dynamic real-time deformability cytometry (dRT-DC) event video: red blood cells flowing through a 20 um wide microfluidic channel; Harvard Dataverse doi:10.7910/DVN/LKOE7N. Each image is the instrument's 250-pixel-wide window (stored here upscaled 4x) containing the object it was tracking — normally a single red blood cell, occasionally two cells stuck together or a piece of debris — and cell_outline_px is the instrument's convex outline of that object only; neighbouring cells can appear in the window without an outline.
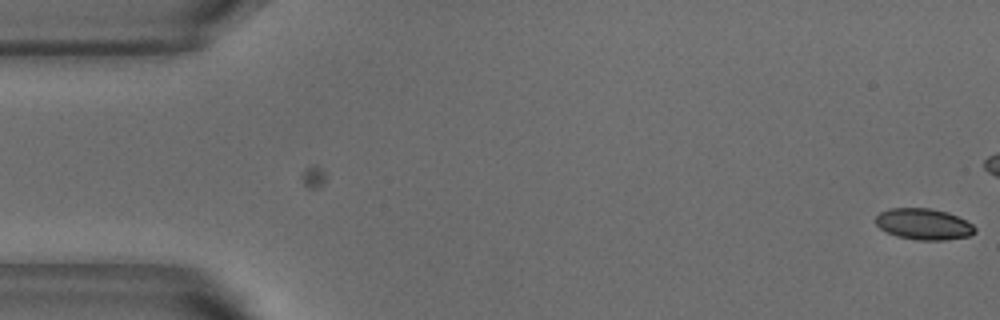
{"species": "common noctule bat (a hibernating species)", "species_latin": "Nyctalus noctula", "temperature_condition": "warm", "stored_images_in_passage": 5, "camera_frame_rate_fps": 3000, "um_per_image_px": 0.085, "animal": {"sex": "male", "body_mass_g": 18.8}, "frame": {"image": 1, "passage_image": 5, "time_ms": 1.333, "image_size_px": [1000, 320], "cell_outline_px": [[976, 232], [968, 236], [944, 240], [916, 240], [896, 236], [880, 228], [876, 224], [876, 216], [880, 212], [888, 208], [928, 208], [948, 212], [972, 224], [976, 228]], "centroid_in_image_um": [78.5, 19.05], "position_along_channel_um": 6.5, "area_um2": 17.98}}